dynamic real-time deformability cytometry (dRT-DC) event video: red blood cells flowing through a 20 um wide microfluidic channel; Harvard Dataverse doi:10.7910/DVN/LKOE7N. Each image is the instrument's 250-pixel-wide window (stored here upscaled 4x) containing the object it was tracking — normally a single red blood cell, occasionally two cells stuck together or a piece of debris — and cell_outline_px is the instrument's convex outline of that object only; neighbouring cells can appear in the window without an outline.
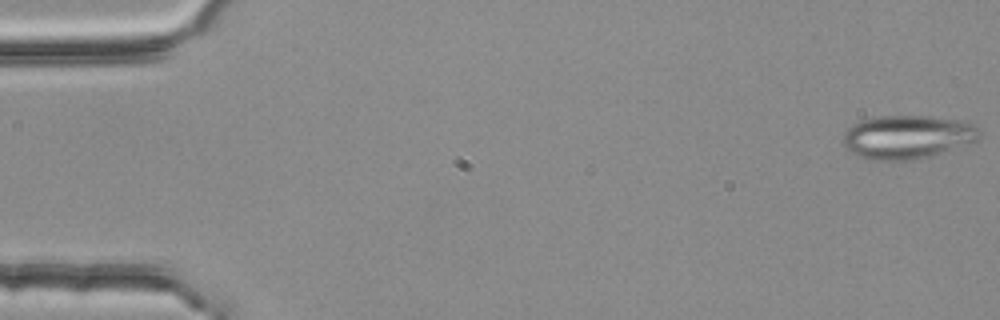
{"species": "common noctule bat (a hibernating species)", "species_latin": "Nyctalus noctula", "temperature_condition": "room temperature", "stored_images_in_passage": 54, "camera_frame_rate_fps": 3000, "um_per_image_px": 0.085, "animal": {"sex": "female", "body_mass_g": 25.1}, "frame": {"image": 1, "passage_image": 1, "time_ms": 0.0, "image_size_px": [1000, 320], "cell_outline_px": [[980, 136], [976, 140], [928, 156], [912, 160], [864, 160], [856, 156], [844, 144], [844, 132], [852, 124], [860, 120], [880, 116], [928, 116], [960, 120], [972, 124], [980, 132]], "centroid_in_image_um": [77.06, 11.64], "position_along_channel_um": 7.9, "area_um2": 34.22}}
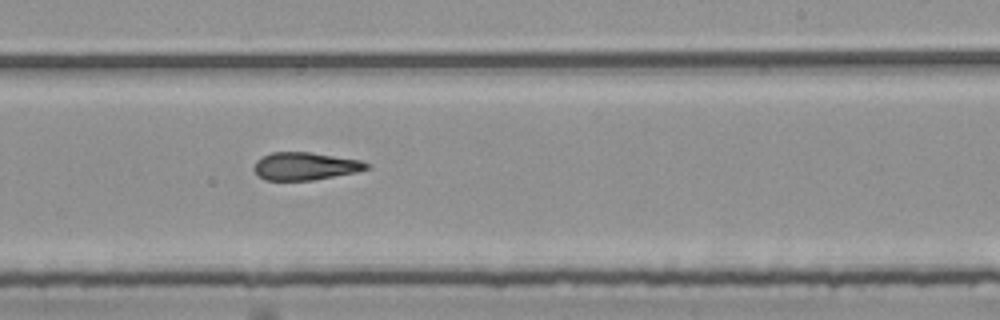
{"frame": {"image": 2, "passage_image": 33, "time_ms": 10.667, "image_size_px": [1000, 320], "cell_outline_px": [[372, 164], [368, 168], [356, 172], [312, 180], [264, 180], [252, 168], [256, 160], [272, 152], [312, 152], [360, 160]], "centroid_in_image_um": [25.94, 14.12], "position_along_channel_um": 263.1, "area_um2": 18.15}}
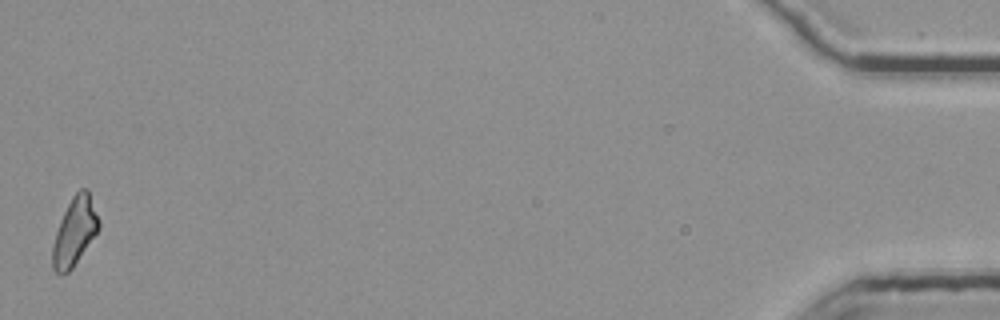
{"frame": {"image": 3, "passage_image": 54, "time_ms": 17.667, "image_size_px": [1000, 320], "cell_outline_px": [[100, 228], [72, 268], [68, 272], [60, 276], [52, 268], [52, 244], [60, 220], [72, 196], [80, 188], [88, 188], [100, 220]], "centroid_in_image_um": [6.35, 19.67], "position_along_channel_um": 428.9, "area_um2": 18.44}, "authors_computed_cell_mechanics": {"area_um2": 18.9295, "velocity_mm_per_s": 3.7809, "shape_relaxation_time_tau1_ms": null, "shape_relaxation_time_tau2_ms": 3.0605, "deformation_change_tau1": null, "deformation_change_tau2": 0.1343}}